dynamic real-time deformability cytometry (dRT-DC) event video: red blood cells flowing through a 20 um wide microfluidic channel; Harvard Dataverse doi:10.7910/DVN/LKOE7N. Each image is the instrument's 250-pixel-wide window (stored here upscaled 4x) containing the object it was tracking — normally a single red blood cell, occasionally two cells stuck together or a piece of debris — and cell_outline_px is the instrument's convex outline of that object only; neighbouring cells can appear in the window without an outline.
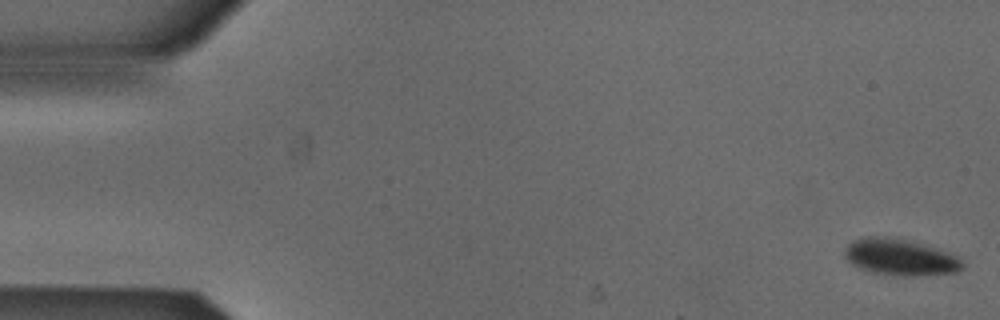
{"species": "Egyptian fruit bat (a non-hibernating species)", "species_latin": "Rousettus aegyptiacus", "temperature_condition": "cold", "stored_images_in_passage": 11, "camera_frame_rate_fps": 3000, "um_per_image_px": 0.085, "animal": {"sex": "male"}, "frame": {"image": 1, "passage_image": 1, "time_ms": 0.0, "image_size_px": [1000, 320], "cell_outline_px": [[964, 268], [956, 272], [912, 276], [876, 272], [860, 268], [852, 264], [844, 256], [844, 248], [852, 240], [864, 236], [884, 236], [908, 240], [956, 256], [964, 264]], "centroid_in_image_um": [76.46, 21.84], "position_along_channel_um": 8.5, "area_um2": 24.45}}